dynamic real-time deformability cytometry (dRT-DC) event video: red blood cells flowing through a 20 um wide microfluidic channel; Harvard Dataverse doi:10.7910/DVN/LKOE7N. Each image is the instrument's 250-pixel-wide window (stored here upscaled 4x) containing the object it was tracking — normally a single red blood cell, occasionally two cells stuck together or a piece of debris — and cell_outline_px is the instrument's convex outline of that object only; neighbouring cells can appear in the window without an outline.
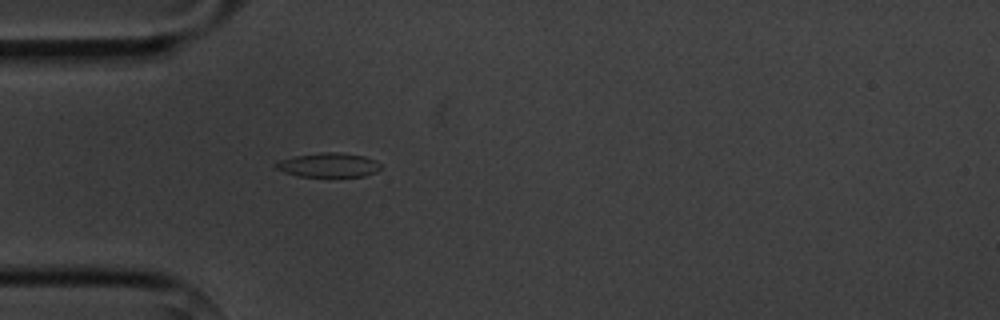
{"species": "common noctule bat (a hibernating species)", "species_latin": "Nyctalus noctula", "temperature_condition": "cold", "stored_images_in_passage": 1, "camera_frame_rate_fps": 3000, "um_per_image_px": 0.085, "animal": {"sex": "male", "body_mass_g": 20.1, "forearm_length_mm": 53.5}, "frame": {"image": 1, "passage_image": 1, "time_ms": 0.0, "image_size_px": [1000, 320], "cell_outline_px": [[380, 168], [376, 172], [364, 176], [300, 176], [276, 168], [272, 164], [280, 160], [296, 156], [320, 152], [340, 152], [364, 156], [376, 160], [380, 164]], "centroid_in_image_um": [27.95, 14.01], "position_along_channel_um": 57.0, "area_um2": 14.62}}